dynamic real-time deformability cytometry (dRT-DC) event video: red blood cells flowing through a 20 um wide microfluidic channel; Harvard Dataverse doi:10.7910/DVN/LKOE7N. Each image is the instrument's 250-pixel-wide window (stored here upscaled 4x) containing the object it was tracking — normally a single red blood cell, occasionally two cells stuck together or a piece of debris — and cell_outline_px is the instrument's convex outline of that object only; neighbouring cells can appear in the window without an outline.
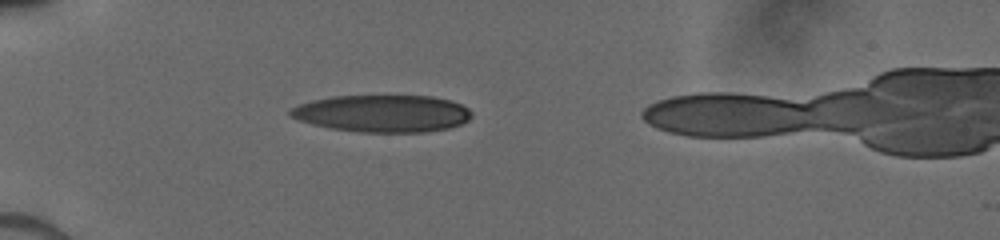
{"species": "human", "species_latin": "Homo sapiens", "temperature_condition": "cold", "stored_images_in_passage": 8, "camera_frame_rate_fps": 3000, "um_per_image_px": 0.085, "donor": {"sex": "male"}, "frame": {"image": 1, "passage_image": 1, "time_ms": 0.0, "image_size_px": [1000, 240], "cell_outline_px": [[472, 116], [468, 120], [460, 124], [448, 128], [424, 132], [360, 132], [332, 128], [312, 124], [288, 116], [288, 112], [292, 108], [300, 104], [312, 100], [332, 96], [432, 96], [452, 100], [468, 108], [472, 112]], "centroid_in_image_um": [32.52, 9.64], "position_along_channel_um": 52.5, "area_um2": 39.25}}
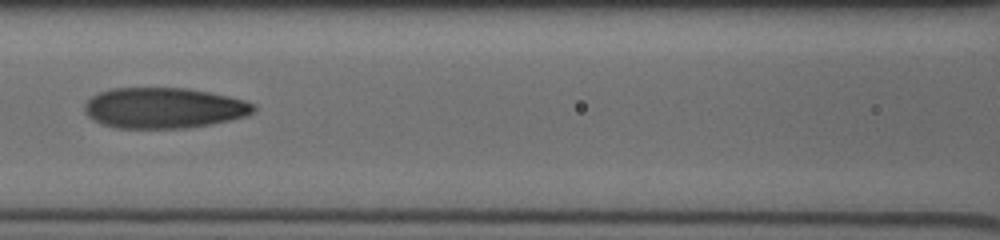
{"frame": {"image": 2, "passage_image": 4, "time_ms": 3.0, "image_size_px": [1000, 240], "cell_outline_px": [[256, 108], [248, 116], [188, 128], [116, 128], [100, 124], [92, 120], [84, 112], [84, 104], [92, 96], [100, 92], [112, 88], [188, 88], [228, 96], [244, 100], [252, 104]], "centroid_in_image_um": [13.88, 9.18], "position_along_channel_um": 152.7, "area_um2": 40.06}}
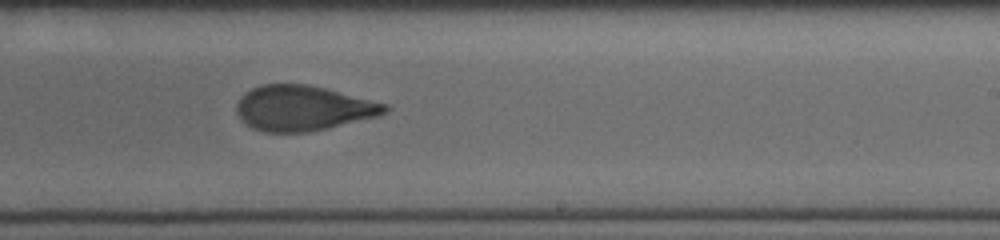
{"frame": {"image": 3, "passage_image": 7, "time_ms": 5.667, "image_size_px": [1000, 240], "cell_outline_px": [[388, 112], [376, 116], [328, 128], [308, 132], [264, 132], [252, 128], [240, 120], [236, 112], [236, 104], [240, 96], [244, 92], [260, 84], [308, 84], [388, 104]], "centroid_in_image_um": [25.7, 9.19], "position_along_channel_um": 263.3, "area_um2": 39.07}}